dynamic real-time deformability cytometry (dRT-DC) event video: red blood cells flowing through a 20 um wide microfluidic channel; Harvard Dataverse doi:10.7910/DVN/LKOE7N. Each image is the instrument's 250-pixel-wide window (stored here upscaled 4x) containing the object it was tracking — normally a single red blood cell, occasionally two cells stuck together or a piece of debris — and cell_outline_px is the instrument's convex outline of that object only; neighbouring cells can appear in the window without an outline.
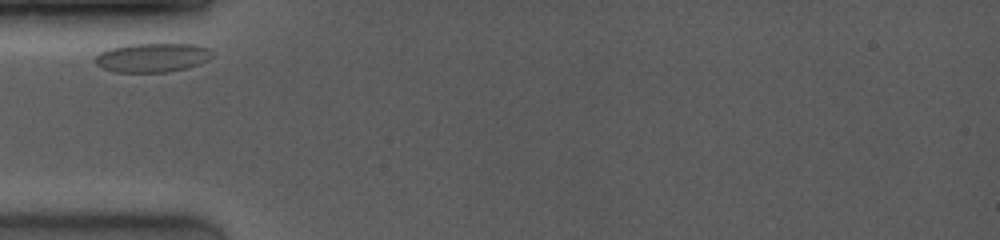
{"species": "common noctule bat (a hibernating species)", "species_latin": "Nyctalus noctula", "temperature_condition": "room temperature", "stored_images_in_passage": 28, "camera_frame_rate_fps": 4000, "um_per_image_px": 0.085, "animal": {"sex": "female", "body_mass_g": 19.0, "forearm_length_mm": 53.3}, "frame": {"image": 1, "passage_image": 1, "time_ms": 0.0, "image_size_px": [1000, 240], "cell_outline_px": [[216, 52], [208, 60], [200, 64], [168, 72], [116, 72], [104, 68], [96, 64], [92, 60], [100, 52], [108, 48], [128, 44], [196, 44], [212, 48]], "centroid_in_image_um": [12.99, 4.88], "position_along_channel_um": 72.0, "area_um2": 20.11}}
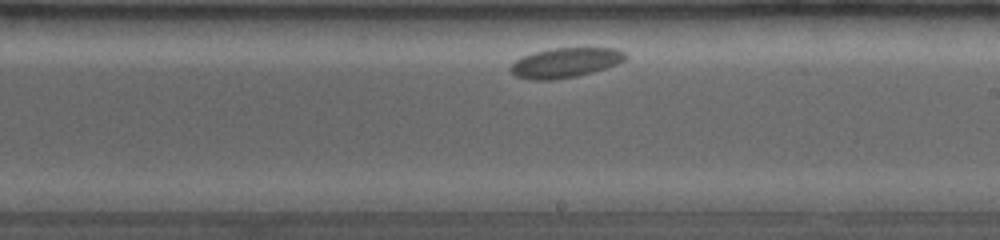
{"frame": {"image": 2, "passage_image": 16, "time_ms": 5.0, "image_size_px": [1000, 240], "cell_outline_px": [[628, 56], [620, 64], [592, 72], [576, 76], [552, 80], [528, 80], [516, 76], [508, 68], [516, 60], [524, 56], [536, 52], [552, 48], [616, 48], [624, 52]], "centroid_in_image_um": [48.07, 5.33], "position_along_channel_um": 240.9, "area_um2": 19.94}}
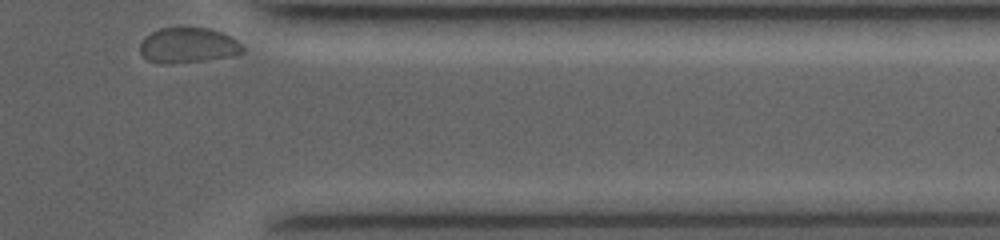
{"frame": {"image": 3, "passage_image": 28, "time_ms": 9.5, "image_size_px": [1000, 240], "cell_outline_px": [[244, 52], [232, 56], [204, 60], [164, 64], [160, 64], [148, 60], [140, 52], [140, 44], [144, 36], [160, 28], [208, 28], [232, 36], [244, 44]], "centroid_in_image_um": [16.01, 3.85], "position_along_channel_um": 395.4, "area_um2": 21.21}}